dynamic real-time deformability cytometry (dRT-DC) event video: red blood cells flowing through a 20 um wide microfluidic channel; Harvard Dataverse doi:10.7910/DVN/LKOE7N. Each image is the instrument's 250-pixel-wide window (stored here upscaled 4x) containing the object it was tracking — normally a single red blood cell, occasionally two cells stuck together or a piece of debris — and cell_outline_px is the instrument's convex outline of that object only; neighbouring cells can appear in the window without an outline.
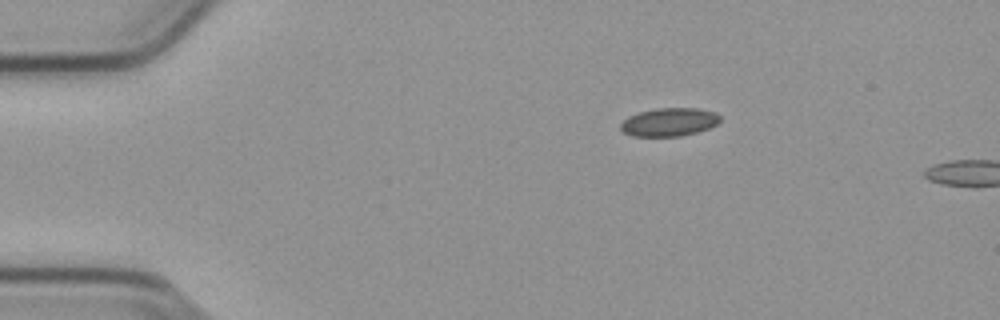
{"species": "common noctule bat (a hibernating species)", "species_latin": "Nyctalus noctula", "temperature_condition": "cold", "stored_images_in_passage": 3, "camera_frame_rate_fps": 3000, "um_per_image_px": 0.085, "animal": {"sex": "male", "body_mass_g": 23.1, "forearm_length_mm": 52.7}, "frame": {"image": 1, "passage_image": 1, "time_ms": 0.0, "image_size_px": [1000, 320], "cell_outline_px": [[720, 120], [716, 124], [708, 128], [696, 132], [680, 136], [632, 136], [624, 132], [620, 128], [620, 124], [628, 116], [640, 112], [656, 108], [696, 108], [716, 112], [720, 116]], "centroid_in_image_um": [56.87, 10.37], "position_along_channel_um": 28.1, "area_um2": 16.3}}